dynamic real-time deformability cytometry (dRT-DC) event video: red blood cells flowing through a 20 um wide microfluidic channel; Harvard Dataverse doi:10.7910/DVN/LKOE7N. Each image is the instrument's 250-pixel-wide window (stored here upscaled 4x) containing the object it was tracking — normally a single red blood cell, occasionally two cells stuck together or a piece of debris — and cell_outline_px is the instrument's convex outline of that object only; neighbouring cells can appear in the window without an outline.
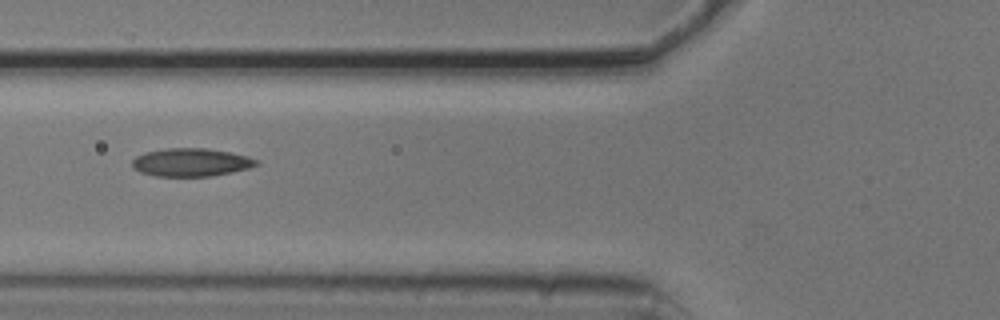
{"species": "common noctule bat (a hibernating species)", "species_latin": "Nyctalus noctula", "temperature_condition": "cold", "stored_images_in_passage": 4, "camera_frame_rate_fps": 3000, "um_per_image_px": 0.085, "animal": {"sex": "male", "body_mass_g": 20.5, "forearm_length_mm": 52.5}, "frame": {"image": 1, "passage_image": 3, "time_ms": 0.667, "image_size_px": [1000, 320], "cell_outline_px": [[260, 164], [248, 168], [232, 172], [212, 176], [156, 176], [140, 172], [132, 168], [132, 160], [136, 156], [144, 152], [168, 148], [204, 148], [228, 152], [248, 156], [260, 160]], "centroid_in_image_um": [16.24, 13.8], "position_along_channel_um": 109.6, "area_um2": 20.4}}
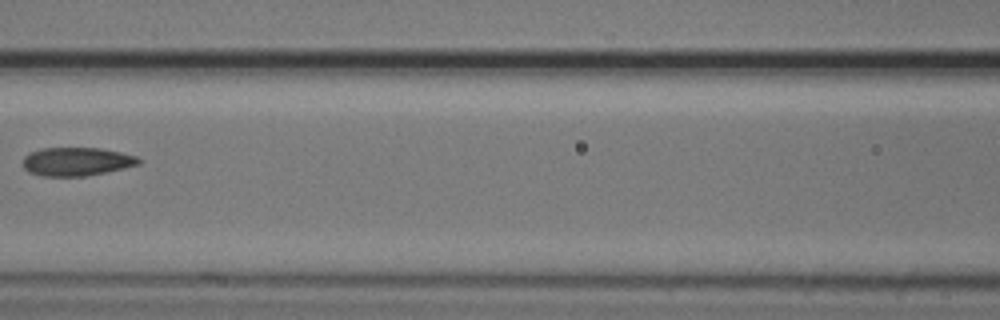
{"frame": {"image": 2, "passage_image": 4, "time_ms": 1.0, "image_size_px": [1000, 320], "cell_outline_px": [[140, 164], [124, 168], [84, 176], [44, 176], [28, 172], [24, 168], [24, 156], [28, 152], [40, 148], [100, 148], [120, 152], [136, 156], [140, 160]], "centroid_in_image_um": [6.48, 13.72], "position_along_channel_um": 160.1, "area_um2": 19.13}}